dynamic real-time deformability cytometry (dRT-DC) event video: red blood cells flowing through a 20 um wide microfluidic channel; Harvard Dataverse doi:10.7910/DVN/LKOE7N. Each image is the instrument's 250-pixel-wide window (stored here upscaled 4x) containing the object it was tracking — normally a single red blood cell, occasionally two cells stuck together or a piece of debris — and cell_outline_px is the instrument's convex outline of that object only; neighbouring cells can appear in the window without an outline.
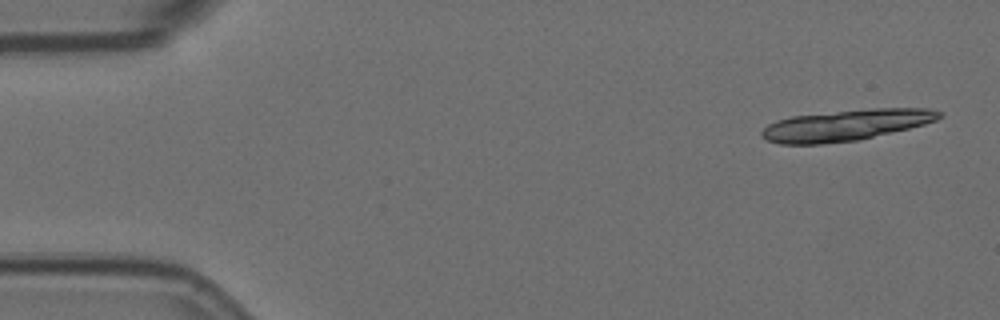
{"species": "Egyptian fruit bat (a non-hibernating species)", "species_latin": "Rousettus aegyptiacus", "temperature_condition": "room temperature", "stored_images_in_passage": 4, "segment_of_instrument_passage": [1, 2], "camera_frame_rate_fps": 3000, "um_per_image_px": 0.085, "animal": {"sex": "female"}, "frame": {"image": 1, "passage_image": 1, "time_ms": 0.0, "image_size_px": [1000, 320], "cell_outline_px": [[944, 116], [936, 120], [924, 124], [860, 140], [824, 144], [780, 144], [764, 140], [760, 136], [760, 132], [768, 124], [776, 120], [792, 116], [872, 108], [928, 108], [944, 112]], "centroid_in_image_um": [71.89, 10.64], "position_along_channel_um": 13.1, "area_um2": 32.31}}